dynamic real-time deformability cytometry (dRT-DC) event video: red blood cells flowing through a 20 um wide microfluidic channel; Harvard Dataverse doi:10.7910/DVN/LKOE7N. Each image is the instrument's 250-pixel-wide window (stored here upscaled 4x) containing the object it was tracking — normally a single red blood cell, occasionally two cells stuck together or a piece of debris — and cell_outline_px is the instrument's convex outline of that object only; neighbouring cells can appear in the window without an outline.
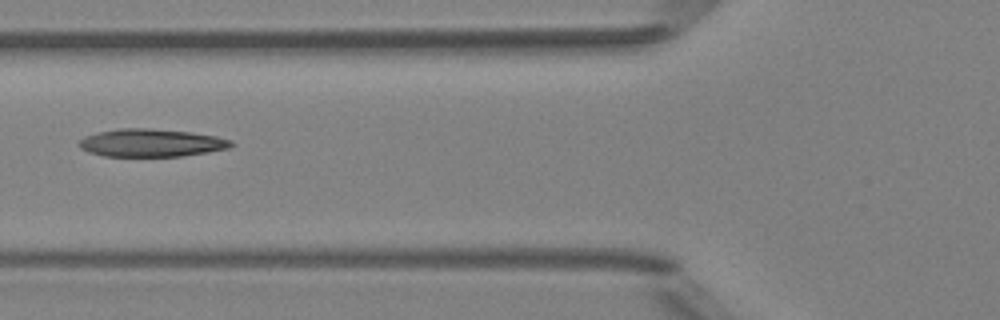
{"species": "Egyptian fruit bat (a non-hibernating species)", "species_latin": "Rousettus aegyptiacus", "temperature_condition": "room temperature", "stored_images_in_passage": 5, "camera_frame_rate_fps": 3000, "um_per_image_px": 0.085, "animal": {"sex": "female"}, "frame": {"image": 1, "passage_image": 5, "time_ms": 4.667, "image_size_px": [1000, 320], "cell_outline_px": [[236, 144], [228, 148], [208, 152], [184, 156], [104, 156], [88, 152], [80, 148], [80, 140], [84, 136], [96, 132], [120, 128], [148, 128], [192, 132], [216, 136], [232, 140]], "centroid_in_image_um": [12.87, 12.14], "position_along_channel_um": 112.9, "area_um2": 24.8}}